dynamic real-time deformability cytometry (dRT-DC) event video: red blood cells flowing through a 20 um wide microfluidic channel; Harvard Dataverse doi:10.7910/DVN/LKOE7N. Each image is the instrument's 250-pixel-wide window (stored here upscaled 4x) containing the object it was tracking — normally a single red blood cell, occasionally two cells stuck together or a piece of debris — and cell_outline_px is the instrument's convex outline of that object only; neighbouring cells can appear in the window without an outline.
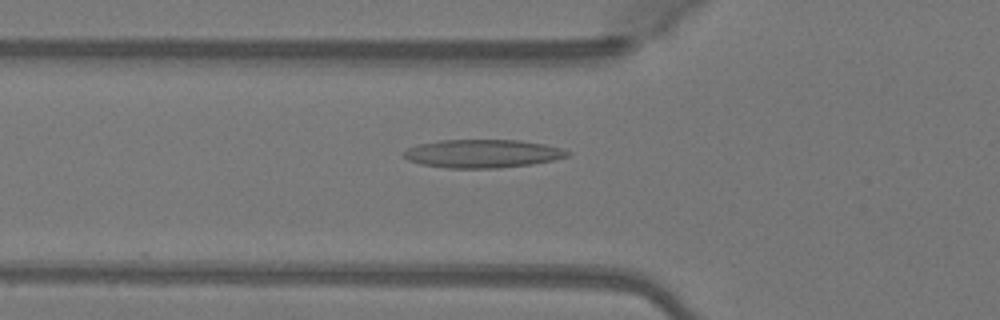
{"species": "Egyptian fruit bat (a non-hibernating species)", "species_latin": "Rousettus aegyptiacus", "temperature_condition": "warm", "stored_images_in_passage": 31, "camera_frame_rate_fps": 3000, "um_per_image_px": 0.085, "animal": {"sex": "female"}, "frame": {"image": 1, "passage_image": 3, "time_ms": 0.667, "image_size_px": [1000, 320], "cell_outline_px": [[572, 152], [568, 156], [552, 160], [532, 164], [496, 168], [448, 168], [420, 164], [408, 160], [400, 152], [408, 148], [420, 144], [440, 140], [520, 140], [544, 144], [560, 148]], "centroid_in_image_um": [40.99, 13.05], "position_along_channel_um": 84.8, "area_um2": 26.93}}
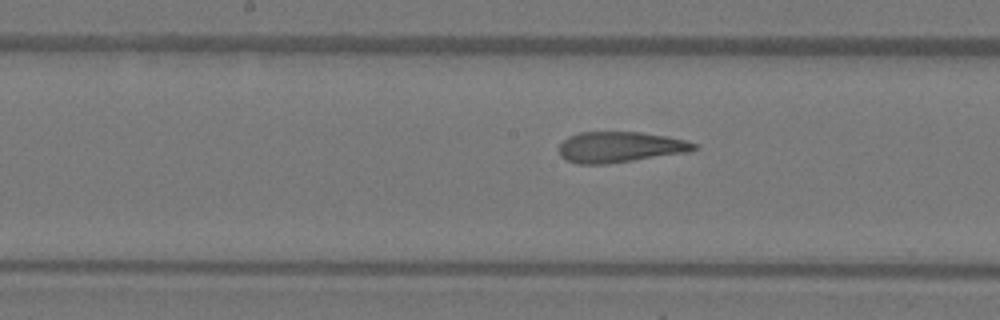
{"frame": {"image": 2, "passage_image": 11, "time_ms": 3.333, "image_size_px": [1000, 320], "cell_outline_px": [[696, 148], [688, 152], [608, 164], [576, 164], [560, 156], [560, 144], [568, 136], [580, 132], [640, 132], [668, 136], [684, 140], [696, 144]], "centroid_in_image_um": [52.68, 12.5], "position_along_channel_um": 195.5, "area_um2": 24.1}}
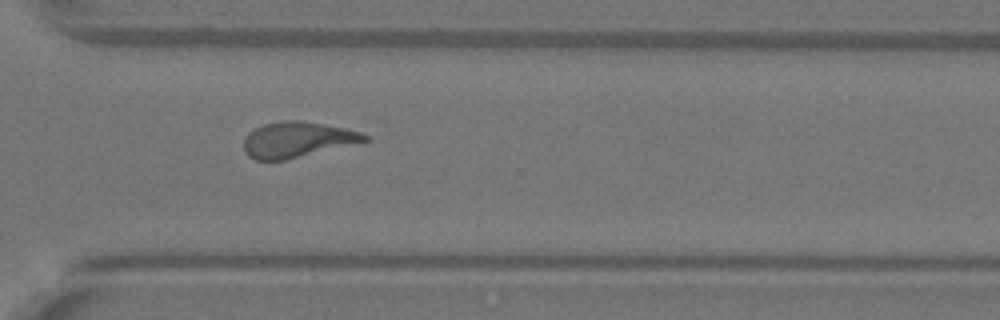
{"frame": {"image": 3, "passage_image": 22, "time_ms": 7.0, "image_size_px": [1000, 320], "cell_outline_px": [[368, 140], [364, 144], [284, 160], [256, 160], [248, 156], [244, 148], [244, 136], [248, 132], [264, 124], [284, 120], [300, 120], [344, 128], [360, 132], [368, 136]], "centroid_in_image_um": [25.33, 11.89], "position_along_channel_um": 345.3, "area_um2": 25.49}, "authors_computed_cell_mechanics": {"area_um2": 24.7962, "velocity_mm_per_s": 4.0932, "shape_relaxation_time_tau1_ms": 8.0822, "shape_relaxation_time_tau2_ms": 1.6615, "deformation_change_tau1": 0.2696, "deformation_change_tau2": 0.1156}}